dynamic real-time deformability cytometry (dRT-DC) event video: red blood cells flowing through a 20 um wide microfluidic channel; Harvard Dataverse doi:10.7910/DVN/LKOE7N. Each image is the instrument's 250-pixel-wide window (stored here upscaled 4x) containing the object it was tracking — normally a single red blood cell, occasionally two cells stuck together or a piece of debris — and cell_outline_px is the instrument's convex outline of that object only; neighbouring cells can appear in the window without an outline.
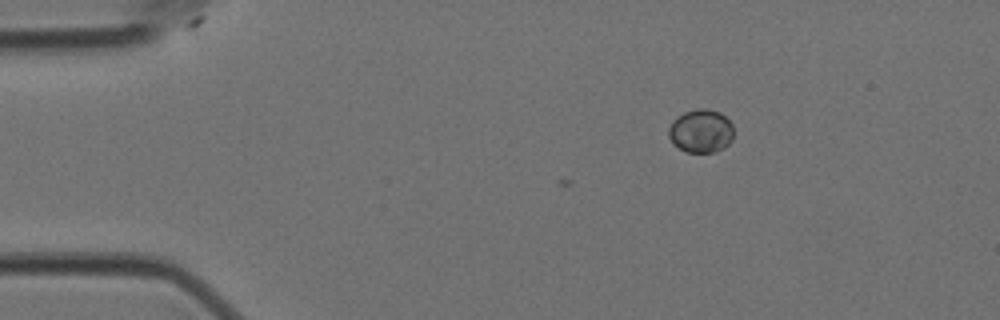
{"species": "Egyptian fruit bat (a non-hibernating species)", "species_latin": "Rousettus aegyptiacus", "temperature_condition": "cold", "stored_images_in_passage": 8, "camera_frame_rate_fps": 3000, "um_per_image_px": 0.085, "animal": {"sex": "female"}, "frame": {"image": 1, "passage_image": 1, "time_ms": 0.0, "image_size_px": [1000, 320], "cell_outline_px": [[732, 140], [724, 148], [716, 152], [684, 152], [672, 144], [668, 136], [668, 128], [672, 120], [676, 116], [684, 112], [696, 108], [704, 108], [720, 112], [732, 124]], "centroid_in_image_um": [59.53, 11.14], "position_along_channel_um": 25.5, "area_um2": 16.7}}